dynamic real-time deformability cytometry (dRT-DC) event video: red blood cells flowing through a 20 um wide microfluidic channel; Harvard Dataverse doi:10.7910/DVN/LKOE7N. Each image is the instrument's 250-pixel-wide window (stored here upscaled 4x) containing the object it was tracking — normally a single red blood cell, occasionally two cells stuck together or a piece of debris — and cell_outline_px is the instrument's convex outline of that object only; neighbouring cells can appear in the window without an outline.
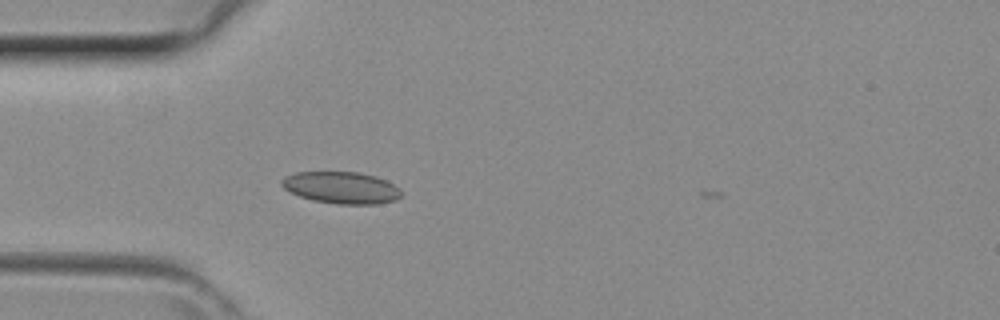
{"species": "common noctule bat (a hibernating species)", "species_latin": "Nyctalus noctula", "temperature_condition": "room temperature", "stored_images_in_passage": 28, "camera_frame_rate_fps": 3000, "um_per_image_px": 0.085, "animal": {"sex": "female", "body_mass_g": 29.2, "forearm_length_mm": 56.3}, "frame": {"image": 1, "passage_image": 1, "time_ms": 0.0, "image_size_px": [1000, 320], "cell_outline_px": [[400, 196], [396, 200], [376, 204], [336, 204], [312, 200], [300, 196], [284, 188], [280, 184], [280, 180], [284, 176], [296, 172], [356, 172], [376, 176], [392, 184], [400, 192]], "centroid_in_image_um": [28.96, 15.95], "position_along_channel_um": 56.0, "area_um2": 22.02}}
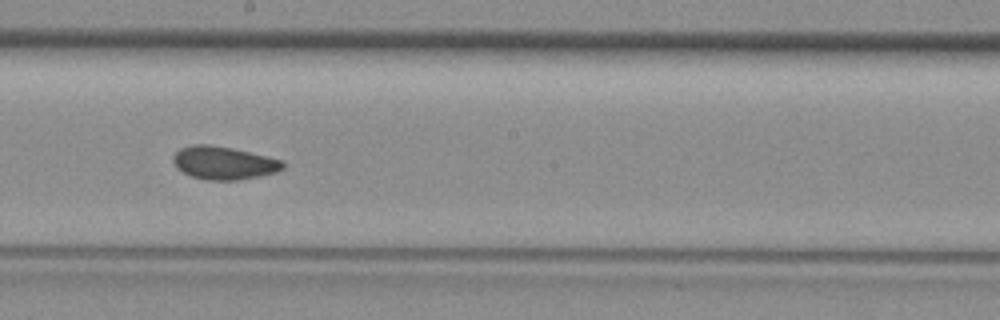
{"frame": {"image": 2, "passage_image": 12, "time_ms": 3.667, "image_size_px": [1000, 320], "cell_outline_px": [[284, 168], [276, 172], [260, 176], [236, 180], [208, 180], [192, 176], [176, 168], [172, 160], [172, 156], [180, 148], [192, 144], [208, 144], [232, 148], [268, 156], [284, 160]], "centroid_in_image_um": [19.02, 13.84], "position_along_channel_um": 229.2, "area_um2": 21.21}}
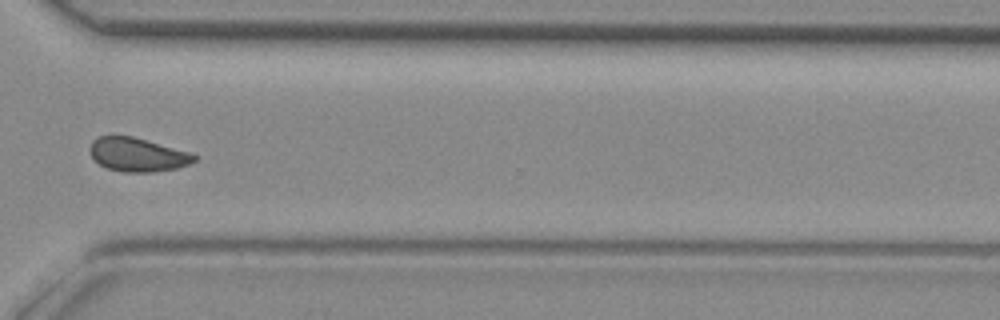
{"frame": {"image": 3, "passage_image": 20, "time_ms": 6.333, "image_size_px": [1000, 320], "cell_outline_px": [[196, 160], [188, 164], [176, 168], [152, 172], [124, 172], [108, 168], [100, 164], [92, 156], [92, 140], [100, 136], [132, 136], [192, 152], [196, 156]], "centroid_in_image_um": [11.74, 13.14], "position_along_channel_um": 358.9, "area_um2": 20.23}}